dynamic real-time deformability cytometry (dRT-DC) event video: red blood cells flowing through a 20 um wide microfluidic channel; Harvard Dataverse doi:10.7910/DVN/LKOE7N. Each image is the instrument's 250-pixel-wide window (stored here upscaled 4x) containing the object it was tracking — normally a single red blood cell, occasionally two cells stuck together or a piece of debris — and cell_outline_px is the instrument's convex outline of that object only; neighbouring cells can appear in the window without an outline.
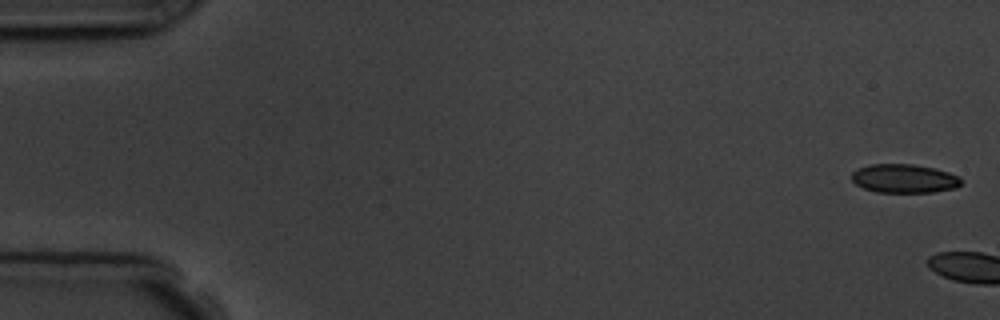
{"species": "common noctule bat (a hibernating species)", "species_latin": "Nyctalus noctula", "temperature_condition": "room temperature", "stored_images_in_passage": 2, "camera_frame_rate_fps": 3000, "um_per_image_px": 0.085, "animal": {"sex": "male", "body_mass_g": 19.5, "forearm_length_mm": 54.6}, "frame": {"image": 1, "passage_image": 1, "time_ms": 0.0, "image_size_px": [1000, 320], "cell_outline_px": [[960, 184], [956, 188], [932, 192], [876, 192], [864, 188], [856, 184], [852, 180], [852, 172], [868, 164], [912, 164], [936, 168], [960, 176]], "centroid_in_image_um": [76.86, 15.17], "position_along_channel_um": 8.1, "area_um2": 18.32}}